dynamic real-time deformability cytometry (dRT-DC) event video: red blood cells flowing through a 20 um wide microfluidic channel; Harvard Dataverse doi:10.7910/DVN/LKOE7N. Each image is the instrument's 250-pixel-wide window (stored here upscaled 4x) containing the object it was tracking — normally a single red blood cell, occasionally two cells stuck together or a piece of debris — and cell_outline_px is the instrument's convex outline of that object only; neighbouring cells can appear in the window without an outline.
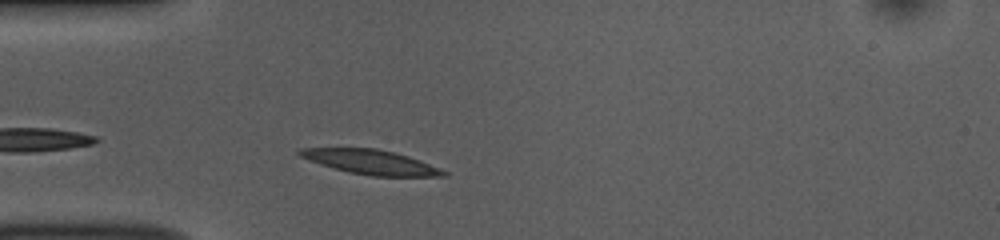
{"species": "common noctule bat (a hibernating species)", "species_latin": "Nyctalus noctula", "temperature_condition": "room temperature", "stored_images_in_passage": 40, "camera_frame_rate_fps": 3000, "um_per_image_px": 0.085, "animal": {"sex": "female", "body_mass_g": 10.0, "forearm_length_mm": 53.1}, "frame": {"image": 1, "passage_image": 3, "time_ms": 0.667, "image_size_px": [1000, 240], "cell_outline_px": [[448, 176], [372, 176], [348, 172], [320, 164], [300, 156], [296, 152], [300, 148], [376, 148], [396, 152], [408, 156], [440, 168], [448, 172]], "centroid_in_image_um": [31.53, 13.77], "position_along_channel_um": 53.5, "area_um2": 20.46}}
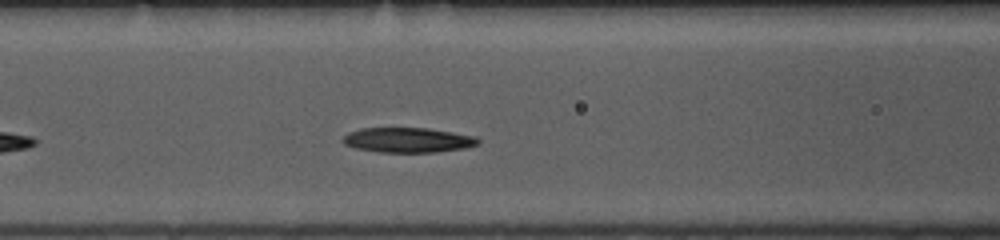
{"frame": {"image": 2, "passage_image": 10, "time_ms": 3.0, "image_size_px": [1000, 240], "cell_outline_px": [[480, 144], [464, 148], [436, 152], [380, 152], [356, 148], [344, 144], [340, 140], [348, 132], [360, 128], [428, 128], [476, 136], [480, 140]], "centroid_in_image_um": [34.67, 11.9], "position_along_channel_um": 131.9, "area_um2": 19.71}}
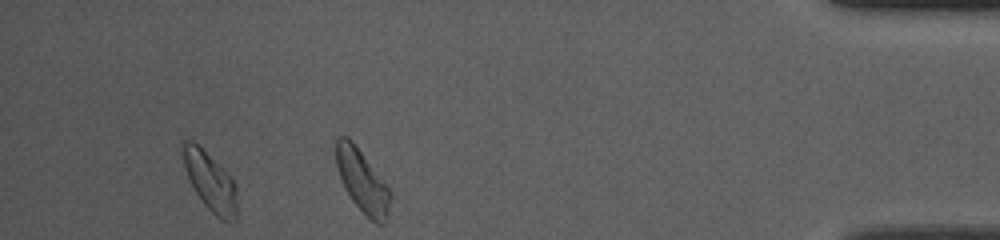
{"frame": {"image": 3, "passage_image": 36, "time_ms": 11.667, "image_size_px": [1000, 240], "cell_outline_px": [[236, 224], [232, 224], [220, 220], [204, 204], [196, 192], [188, 176], [180, 152], [180, 144], [184, 140], [192, 140], [236, 184]], "centroid_in_image_um": [17.85, 15.49], "position_along_channel_um": 417.3, "area_um2": 18.09}, "authors_computed_cell_mechanics": {"area_um2": 18.5249, "velocity_mm_per_s": 3.682, "shape_relaxation_time_tau1_ms": 5.2741, "shape_relaxation_time_tau2_ms": 1.4973, "deformation_change_tau1": 0.15, "deformation_change_tau2": 0.0562}}